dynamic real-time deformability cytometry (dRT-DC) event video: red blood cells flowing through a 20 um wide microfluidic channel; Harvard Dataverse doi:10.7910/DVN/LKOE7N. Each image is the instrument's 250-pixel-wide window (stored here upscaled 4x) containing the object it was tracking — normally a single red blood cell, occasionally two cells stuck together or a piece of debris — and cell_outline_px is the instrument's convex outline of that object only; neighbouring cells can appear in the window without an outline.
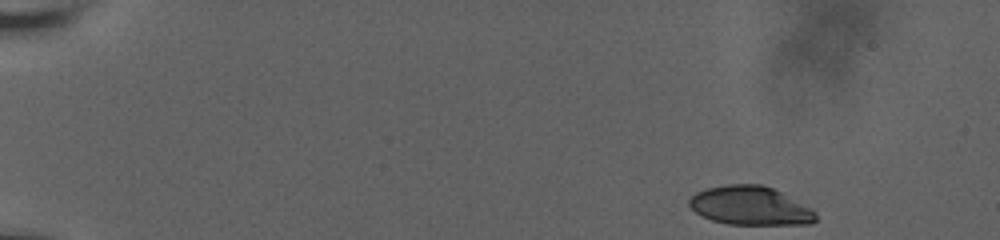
{"species": "human", "species_latin": "Homo sapiens", "temperature_condition": "room temperature", "stored_images_in_passage": 50, "camera_frame_rate_fps": 3000, "um_per_image_px": 0.085, "donor": {"sex": "male"}, "frame": {"image": 1, "passage_image": 1, "time_ms": 0.0, "image_size_px": [1000, 240], "cell_outline_px": [[816, 220], [812, 224], [728, 224], [712, 220], [696, 212], [688, 204], [688, 200], [696, 192], [708, 188], [728, 184], [760, 184], [772, 188], [812, 208], [816, 212]], "centroid_in_image_um": [63.78, 17.49], "position_along_channel_um": 21.2, "area_um2": 28.38}}
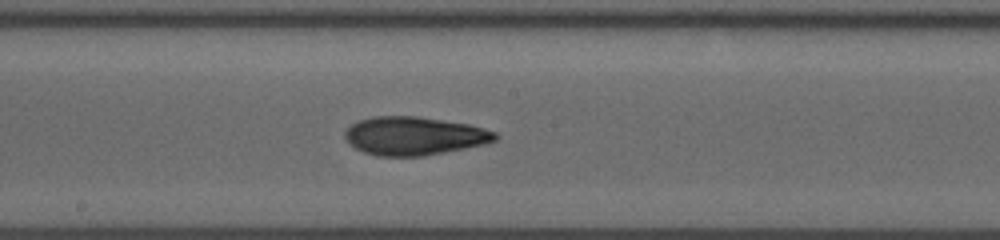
{"frame": {"image": 2, "passage_image": 27, "time_ms": 8.667, "image_size_px": [1000, 240], "cell_outline_px": [[500, 136], [496, 140], [484, 144], [424, 156], [376, 156], [364, 152], [356, 148], [344, 136], [344, 132], [352, 124], [360, 120], [376, 116], [416, 116], [468, 124], [484, 128], [496, 132]], "centroid_in_image_um": [35.23, 11.55], "position_along_channel_um": 213.0, "area_um2": 33.35}}
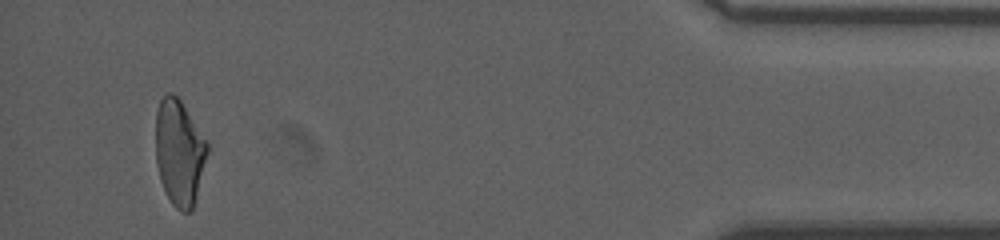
{"frame": {"image": 3, "passage_image": 48, "time_ms": 15.667, "image_size_px": [1000, 240], "cell_outline_px": [[208, 152], [196, 196], [192, 208], [188, 212], [180, 212], [172, 204], [160, 180], [156, 164], [156, 112], [160, 100], [164, 92], [172, 92], [180, 100], [208, 140]], "centroid_in_image_um": [15.24, 12.91], "position_along_channel_um": 420.0, "area_um2": 31.91}, "authors_computed_cell_mechanics": {"area_um2": 32.368, "velocity_mm_per_s": 3.8343, "shape_relaxation_time_tau1_ms": 7.713, "shape_relaxation_time_tau2_ms": 2.0104, "deformation_change_tau1": 0.2161, "deformation_change_tau2": 0.0912}}